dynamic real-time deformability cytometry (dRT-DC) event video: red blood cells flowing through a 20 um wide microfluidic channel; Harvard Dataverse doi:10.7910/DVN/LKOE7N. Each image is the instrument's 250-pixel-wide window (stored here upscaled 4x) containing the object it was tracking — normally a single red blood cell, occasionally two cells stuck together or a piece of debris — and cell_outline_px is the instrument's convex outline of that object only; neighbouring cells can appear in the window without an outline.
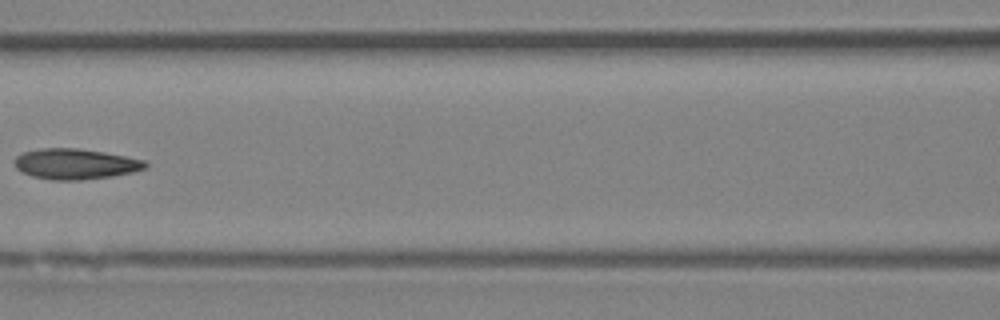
{"species": "Egyptian fruit bat (a non-hibernating species)", "species_latin": "Rousettus aegyptiacus", "temperature_condition": "room temperature", "stored_images_in_passage": 10, "camera_frame_rate_fps": 3000, "um_per_image_px": 0.085, "animal": {"sex": "female"}, "frame": {"image": 1, "passage_image": 9, "time_ms": 9.333, "image_size_px": [1000, 320], "cell_outline_px": [[148, 168], [132, 172], [112, 176], [84, 180], [52, 180], [32, 176], [16, 168], [16, 156], [24, 152], [40, 148], [76, 148], [104, 152], [144, 160], [148, 164]], "centroid_in_image_um": [6.43, 13.94], "position_along_channel_um": 160.2, "area_um2": 23.18}}
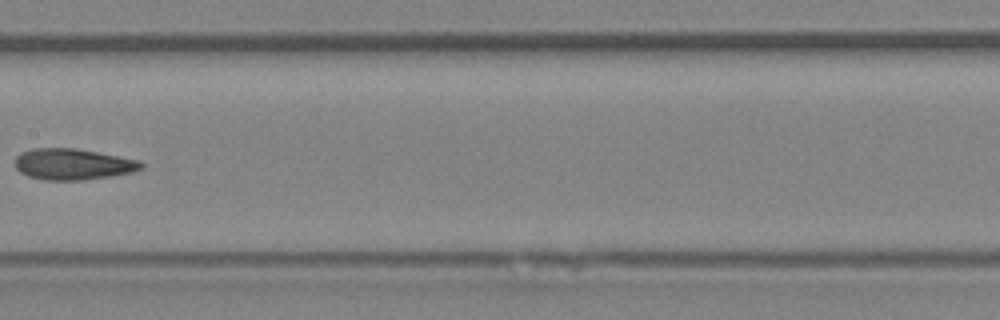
{"frame": {"image": 2, "passage_image": 10, "time_ms": 10.333, "image_size_px": [1000, 320], "cell_outline_px": [[144, 168], [132, 172], [108, 176], [80, 180], [44, 180], [28, 176], [20, 172], [16, 168], [16, 156], [20, 152], [32, 148], [76, 148], [140, 160], [144, 164]], "centroid_in_image_um": [6.19, 13.95], "position_along_channel_um": 201.2, "area_um2": 22.89}}